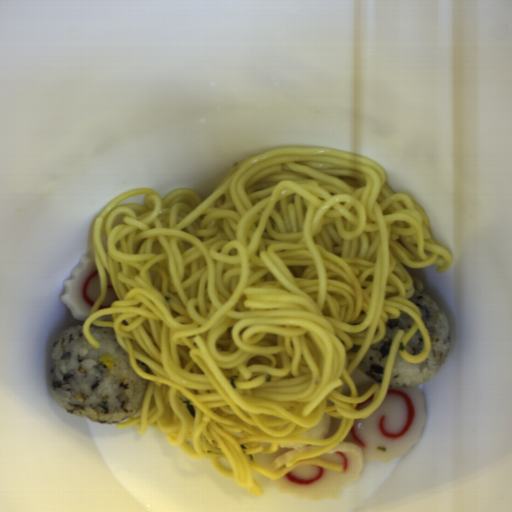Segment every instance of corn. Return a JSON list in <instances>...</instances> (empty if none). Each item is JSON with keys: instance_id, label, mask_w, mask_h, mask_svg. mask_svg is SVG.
Returning a JSON list of instances; mask_svg holds the SVG:
<instances>
[{"instance_id": "corn-1", "label": "corn", "mask_w": 512, "mask_h": 512, "mask_svg": "<svg viewBox=\"0 0 512 512\" xmlns=\"http://www.w3.org/2000/svg\"><path fill=\"white\" fill-rule=\"evenodd\" d=\"M97 359L101 360L103 364L108 368L109 370L113 371L116 367V360L113 355L111 354H104L100 355Z\"/></svg>"}]
</instances>
